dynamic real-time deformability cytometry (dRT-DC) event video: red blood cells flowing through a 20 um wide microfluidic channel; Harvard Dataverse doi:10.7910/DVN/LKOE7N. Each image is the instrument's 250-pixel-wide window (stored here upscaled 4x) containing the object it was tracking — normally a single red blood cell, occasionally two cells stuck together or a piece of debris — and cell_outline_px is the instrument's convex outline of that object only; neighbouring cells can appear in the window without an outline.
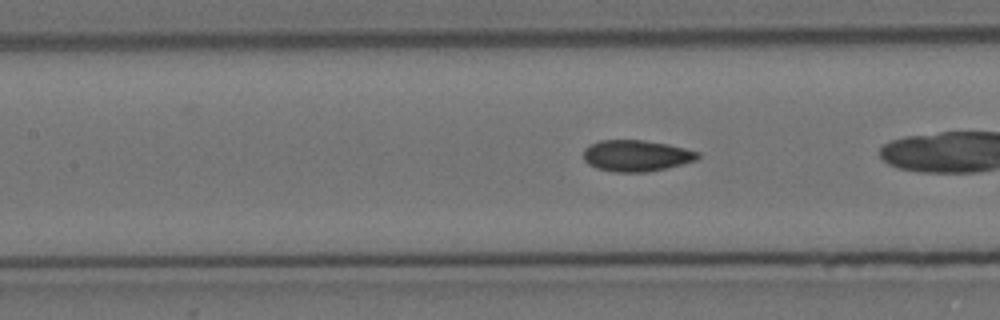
{"species": "Egyptian fruit bat (a non-hibernating species)", "species_latin": "Rousettus aegyptiacus", "temperature_condition": "cold", "stored_images_in_passage": 32, "camera_frame_rate_fps": 3000, "um_per_image_px": 0.085, "animal": {"sex": "female"}, "frame": {"image": 1, "passage_image": 11, "time_ms": 3.333, "image_size_px": [1000, 320], "cell_outline_px": [[700, 156], [696, 160], [648, 172], [616, 172], [596, 168], [588, 164], [584, 160], [584, 148], [600, 140], [644, 140], [668, 144], [700, 152]], "centroid_in_image_um": [54.07, 13.23], "position_along_channel_um": 153.3, "area_um2": 20.75}, "authors_computed_cell_mechanics": {"area_um2": 20.6924, "velocity_mm_per_s": 3.4804, "shape_relaxation_time_tau1_ms": 9.5934, "shape_relaxation_time_tau2_ms": 2.1128, "deformation_change_tau1": 0.1602, "deformation_change_tau2": 0.0646}}